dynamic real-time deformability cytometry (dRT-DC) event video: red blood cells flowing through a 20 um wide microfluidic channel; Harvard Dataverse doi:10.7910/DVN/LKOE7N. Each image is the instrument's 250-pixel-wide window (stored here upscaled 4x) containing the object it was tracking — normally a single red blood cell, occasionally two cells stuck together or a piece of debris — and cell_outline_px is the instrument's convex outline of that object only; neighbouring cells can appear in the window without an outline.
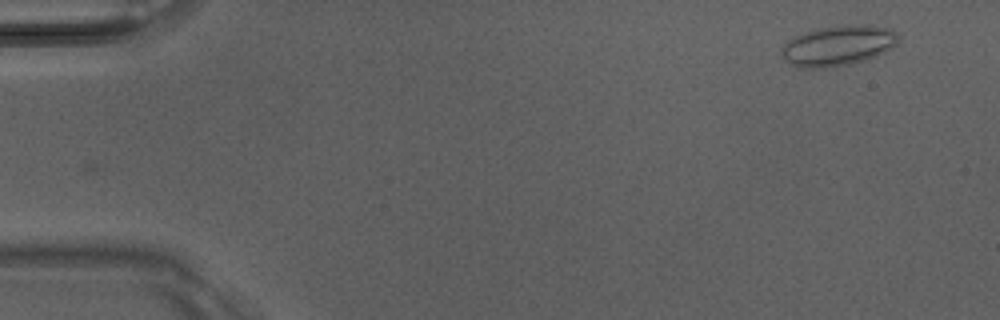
{"species": "Egyptian fruit bat (a non-hibernating species)", "species_latin": "Rousettus aegyptiacus", "temperature_condition": "room temperature", "stored_images_in_passage": 5, "camera_frame_rate_fps": 3000, "um_per_image_px": 0.085, "animal": {"sex": "male"}, "frame": {"image": 1, "passage_image": 1, "time_ms": 0.0, "image_size_px": [1000, 320], "cell_outline_px": [[896, 44], [884, 52], [868, 60], [848, 64], [824, 68], [804, 68], [792, 64], [784, 60], [780, 56], [780, 52], [784, 44], [796, 36], [804, 32], [816, 28], [852, 24], [868, 24], [892, 28], [896, 32]], "centroid_in_image_um": [71.23, 3.87], "position_along_channel_um": 13.8, "area_um2": 27.51}}